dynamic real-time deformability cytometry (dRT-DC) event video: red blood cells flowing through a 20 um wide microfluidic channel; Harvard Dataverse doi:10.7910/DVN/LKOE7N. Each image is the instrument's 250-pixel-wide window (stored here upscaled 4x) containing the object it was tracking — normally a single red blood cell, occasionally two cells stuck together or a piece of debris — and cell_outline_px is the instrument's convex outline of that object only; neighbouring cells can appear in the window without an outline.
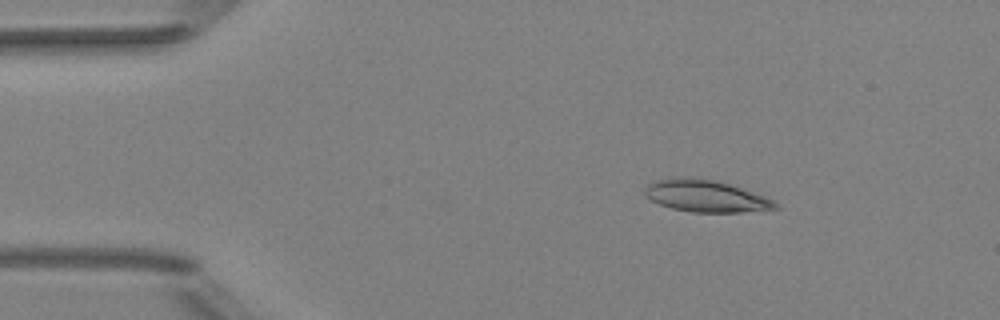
{"species": "Egyptian fruit bat (a non-hibernating species)", "species_latin": "Rousettus aegyptiacus", "temperature_condition": "room temperature", "stored_images_in_passage": 50, "camera_frame_rate_fps": 3000, "um_per_image_px": 0.085, "animal": {"sex": "female"}, "frame": {"image": 1, "passage_image": 7, "time_ms": 2.0, "image_size_px": [1000, 320], "cell_outline_px": [[780, 208], [740, 212], [692, 212], [672, 208], [660, 204], [644, 196], [644, 188], [652, 180], [668, 176], [700, 176], [716, 180], [764, 196], [772, 200]], "centroid_in_image_um": [59.88, 16.62], "position_along_channel_um": 25.1, "area_um2": 24.62}}
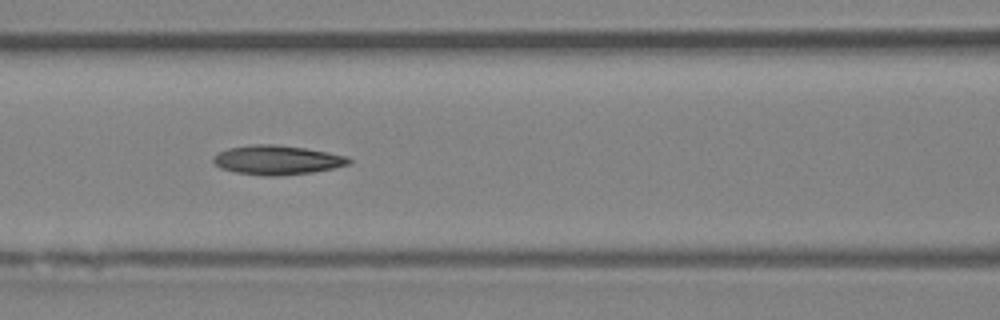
{"frame": {"image": 2, "passage_image": 21, "time_ms": 6.667, "image_size_px": [1000, 320], "cell_outline_px": [[352, 164], [312, 172], [280, 176], [264, 176], [236, 172], [220, 168], [212, 160], [212, 156], [228, 148], [252, 144], [272, 144], [304, 148], [328, 152], [348, 156], [352, 160]], "centroid_in_image_um": [23.57, 13.6], "position_along_channel_um": 143.0, "area_um2": 23.18}}
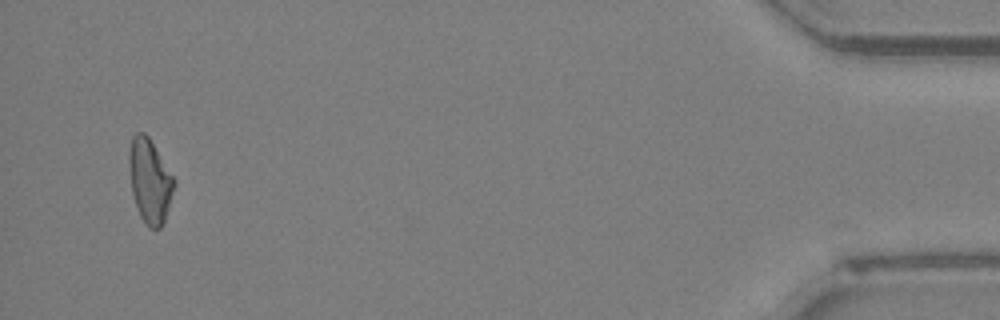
{"frame": {"image": 3, "passage_image": 48, "time_ms": 15.667, "image_size_px": [1000, 320], "cell_outline_px": [[176, 184], [164, 220], [160, 228], [148, 228], [140, 216], [136, 208], [132, 192], [128, 160], [128, 152], [132, 136], [136, 132], [144, 132], [148, 136], [176, 180]], "centroid_in_image_um": [12.72, 15.36], "position_along_channel_um": 422.5, "area_um2": 22.08}, "authors_computed_cell_mechanics": {"area_um2": 22.6865, "velocity_mm_per_s": 4.0365, "shape_relaxation_time_tau1_ms": 8.1451, "shape_relaxation_time_tau2_ms": null, "deformation_change_tau1": 0.1878, "deformation_change_tau2": null}}